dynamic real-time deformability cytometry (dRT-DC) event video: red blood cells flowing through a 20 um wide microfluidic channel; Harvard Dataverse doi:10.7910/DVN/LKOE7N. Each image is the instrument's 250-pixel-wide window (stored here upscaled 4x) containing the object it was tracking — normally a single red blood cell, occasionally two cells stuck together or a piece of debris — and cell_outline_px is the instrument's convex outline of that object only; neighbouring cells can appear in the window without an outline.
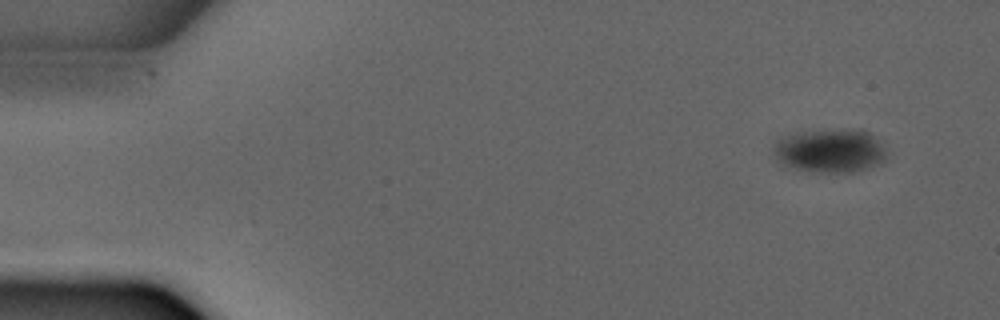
{"species": "common noctule bat (a hibernating species)", "species_latin": "Nyctalus noctula", "temperature_condition": "warm", "stored_images_in_passage": 3, "camera_frame_rate_fps": 3000, "um_per_image_px": 0.085, "animal": {"sex": "male", "forearm_length_mm": 52.5}, "frame": {"image": 1, "passage_image": 1, "time_ms": 0.0, "image_size_px": [1000, 320], "cell_outline_px": [[884, 160], [868, 168], [852, 172], [812, 172], [796, 168], [788, 164], [776, 156], [776, 140], [784, 136], [796, 132], [856, 128], [868, 132], [884, 148]], "centroid_in_image_um": [70.58, 12.79], "position_along_channel_um": 14.4, "area_um2": 28.03}}